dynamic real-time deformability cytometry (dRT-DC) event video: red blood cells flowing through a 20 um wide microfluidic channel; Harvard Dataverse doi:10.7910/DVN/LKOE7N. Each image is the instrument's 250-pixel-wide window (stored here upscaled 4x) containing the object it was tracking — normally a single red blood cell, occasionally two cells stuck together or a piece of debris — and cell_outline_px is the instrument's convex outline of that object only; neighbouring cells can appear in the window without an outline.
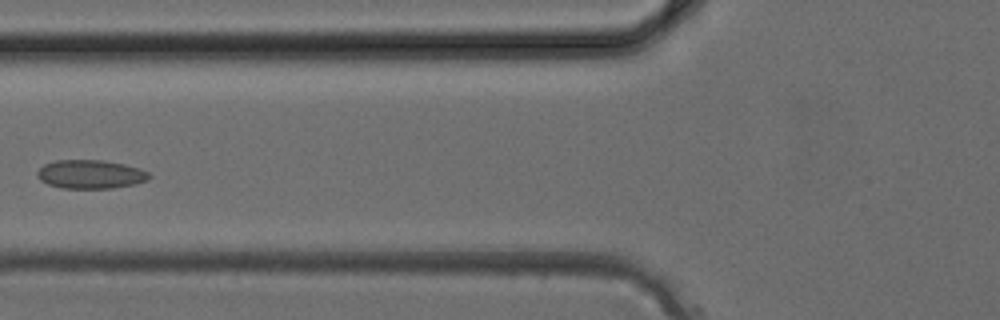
{"species": "common noctule bat (a hibernating species)", "species_latin": "Nyctalus noctula", "temperature_condition": "cold", "stored_images_in_passage": 5, "camera_frame_rate_fps": 3000, "um_per_image_px": 0.085, "animal": {"sex": "female", "body_mass_g": 24.6, "forearm_length_mm": 56.2}, "frame": {"image": 1, "passage_image": 5, "time_ms": 1.333, "image_size_px": [1000, 320], "cell_outline_px": [[152, 176], [148, 180], [136, 184], [112, 188], [60, 188], [48, 184], [40, 180], [36, 176], [36, 172], [44, 164], [56, 160], [104, 160], [124, 164], [140, 168], [148, 172]], "centroid_in_image_um": [7.7, 14.81], "position_along_channel_um": 118.1, "area_um2": 18.9}}